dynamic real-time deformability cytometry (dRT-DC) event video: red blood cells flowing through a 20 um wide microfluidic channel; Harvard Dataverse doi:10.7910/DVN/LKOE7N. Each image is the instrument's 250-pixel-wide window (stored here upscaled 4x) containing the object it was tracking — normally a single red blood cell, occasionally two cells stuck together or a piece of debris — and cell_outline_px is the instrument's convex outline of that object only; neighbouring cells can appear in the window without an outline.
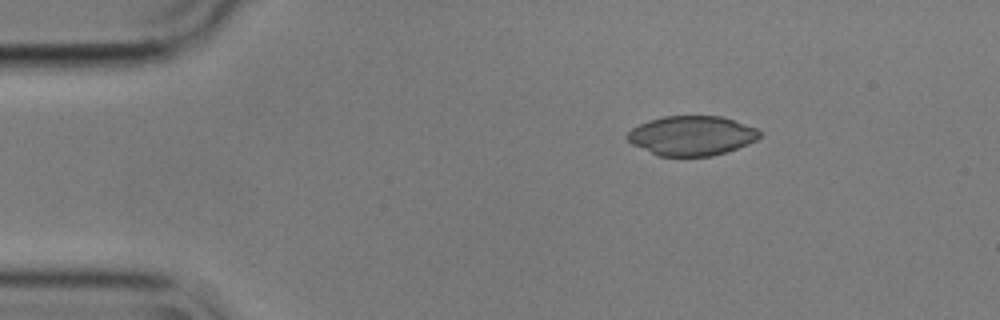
{"species": "common noctule bat (a hibernating species)", "species_latin": "Nyctalus noctula", "temperature_condition": "cold", "stored_images_in_passage": 48, "camera_frame_rate_fps": 3000, "um_per_image_px": 0.085, "animal": {"sex": "male", "body_mass_g": 17.9}, "frame": {"image": 1, "passage_image": 1, "time_ms": 0.0, "image_size_px": [1000, 320], "cell_outline_px": [[764, 132], [756, 140], [748, 144], [712, 156], [660, 156], [632, 144], [624, 136], [632, 128], [648, 120], [664, 116], [720, 116], [756, 128]], "centroid_in_image_um": [58.78, 11.53], "position_along_channel_um": 26.2, "area_um2": 30.35}}